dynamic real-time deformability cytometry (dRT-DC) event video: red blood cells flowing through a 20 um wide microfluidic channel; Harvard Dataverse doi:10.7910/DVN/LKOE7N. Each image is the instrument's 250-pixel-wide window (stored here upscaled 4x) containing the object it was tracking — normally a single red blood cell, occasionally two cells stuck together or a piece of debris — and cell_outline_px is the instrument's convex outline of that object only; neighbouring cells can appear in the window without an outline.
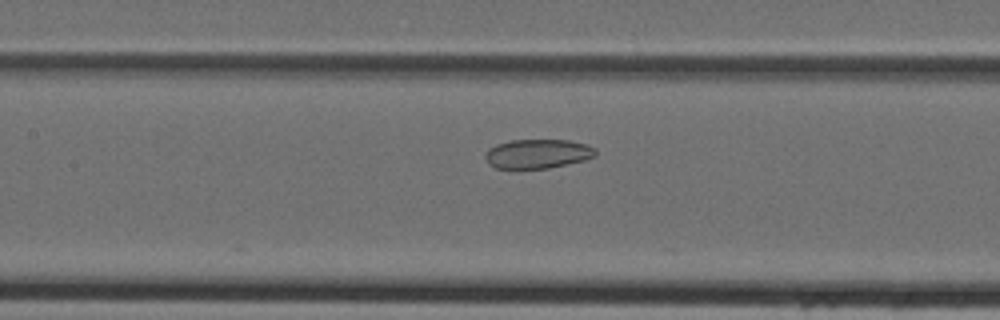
{"species": "Egyptian fruit bat (a non-hibernating species)", "species_latin": "Rousettus aegyptiacus", "temperature_condition": "cold", "stored_images_in_passage": 33, "camera_frame_rate_fps": 3000, "um_per_image_px": 0.085, "animal": {"sex": "female"}, "frame": {"image": 1, "passage_image": 9, "time_ms": 2.667, "image_size_px": [1000, 320], "cell_outline_px": [[596, 156], [584, 160], [548, 168], [496, 168], [488, 164], [484, 156], [488, 148], [496, 144], [512, 140], [568, 140], [588, 144], [596, 148]], "centroid_in_image_um": [45.7, 13.06], "position_along_channel_um": 161.7, "area_um2": 18.84}}
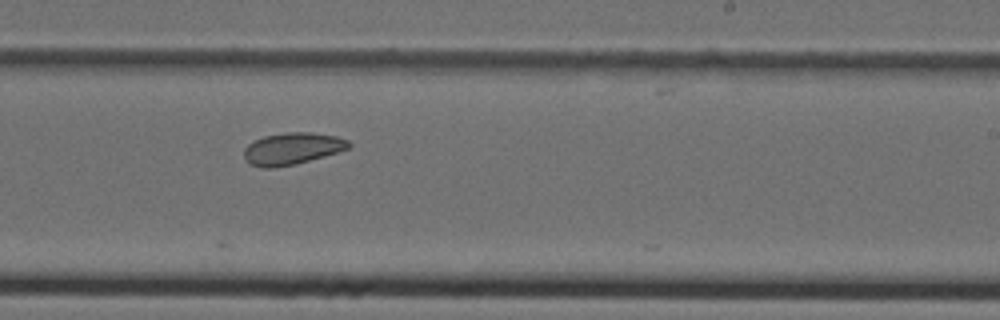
{"frame": {"image": 2, "passage_image": 16, "time_ms": 5.0, "image_size_px": [1000, 320], "cell_outline_px": [[352, 144], [348, 148], [324, 156], [296, 164], [272, 168], [260, 168], [244, 160], [244, 148], [248, 144], [264, 136], [288, 132], [312, 132], [336, 136], [348, 140]], "centroid_in_image_um": [24.82, 12.63], "position_along_channel_um": 264.2, "area_um2": 19.42}}
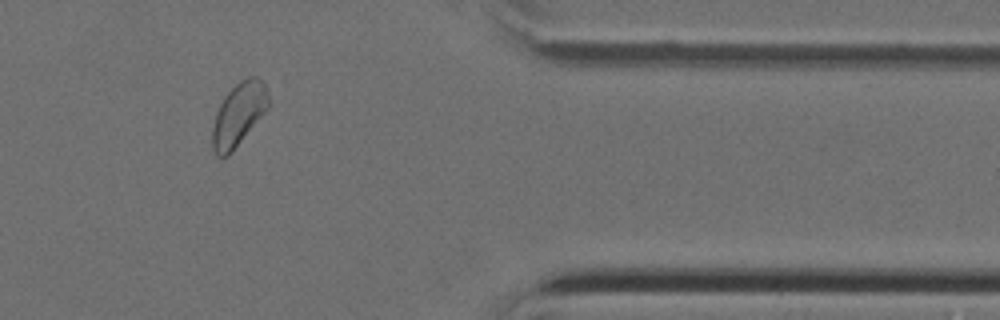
{"frame": {"image": 3, "passage_image": 26, "time_ms": 8.333, "image_size_px": [1000, 320], "cell_outline_px": [[268, 108], [232, 152], [228, 156], [216, 156], [212, 148], [212, 128], [216, 112], [224, 96], [240, 80], [248, 76], [256, 76], [264, 84], [268, 92]], "centroid_in_image_um": [20.26, 9.72], "position_along_channel_um": 391.1, "area_um2": 20.46}}